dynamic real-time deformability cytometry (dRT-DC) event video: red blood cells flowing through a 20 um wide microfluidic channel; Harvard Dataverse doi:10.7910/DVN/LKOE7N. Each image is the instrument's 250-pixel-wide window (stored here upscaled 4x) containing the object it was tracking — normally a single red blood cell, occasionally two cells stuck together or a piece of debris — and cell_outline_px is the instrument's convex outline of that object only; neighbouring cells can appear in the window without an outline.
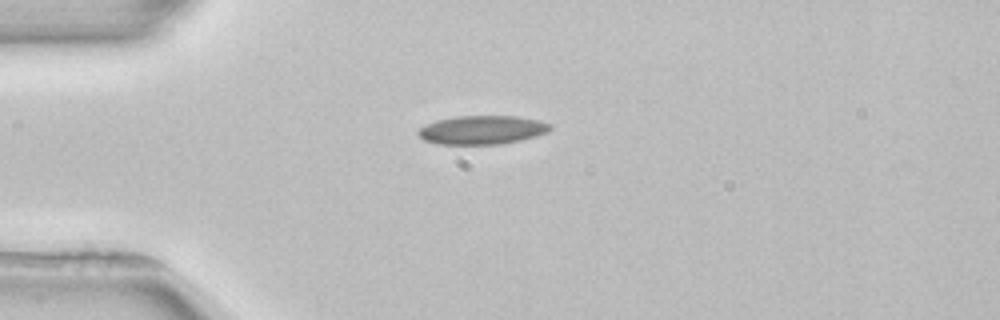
{"species": "common noctule bat (a hibernating species)", "species_latin": "Nyctalus noctula", "temperature_condition": "room temperature", "stored_images_in_passage": 40, "camera_frame_rate_fps": 3000, "um_per_image_px": 0.085, "animal": {"sex": "female", "body_mass_g": 22.7, "forearm_length_mm": 54.2}, "frame": {"image": 1, "passage_image": 1, "time_ms": 0.0, "image_size_px": [1000, 320], "cell_outline_px": [[552, 128], [548, 132], [536, 136], [520, 140], [500, 144], [436, 144], [424, 140], [416, 132], [420, 128], [436, 120], [456, 116], [516, 116], [540, 120], [552, 124]], "centroid_in_image_um": [41.01, 11.04], "position_along_channel_um": 44.0, "area_um2": 22.14}}
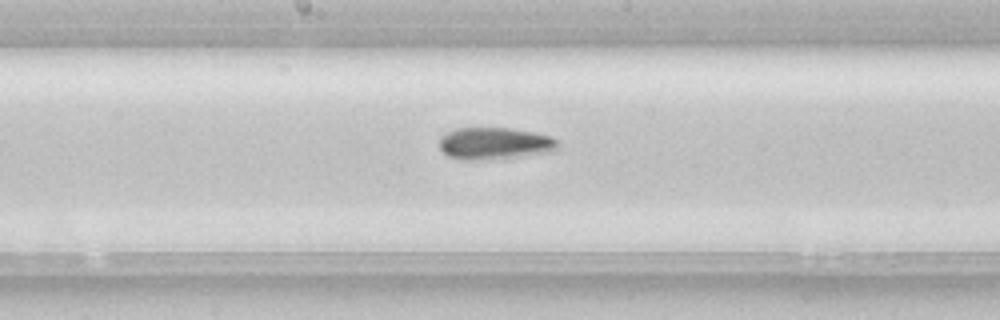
{"frame": {"image": 2, "passage_image": 15, "time_ms": 4.667, "image_size_px": [1000, 320], "cell_outline_px": [[560, 144], [552, 152], [480, 160], [460, 160], [448, 156], [440, 148], [440, 136], [456, 128], [508, 128], [536, 132], [552, 136]], "centroid_in_image_um": [42.04, 12.18], "position_along_channel_um": 206.2, "area_um2": 22.08}}
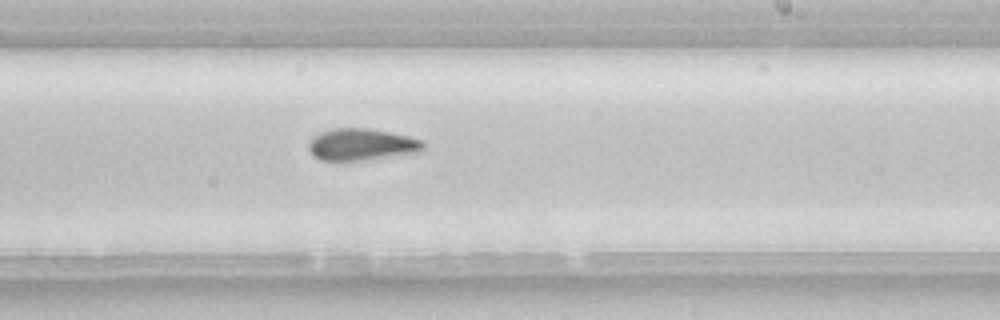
{"frame": {"image": 3, "passage_image": 19, "time_ms": 6.0, "image_size_px": [1000, 320], "cell_outline_px": [[424, 148], [420, 152], [360, 160], [320, 160], [308, 148], [308, 144], [320, 132], [336, 128], [368, 128], [408, 136], [424, 140]], "centroid_in_image_um": [30.77, 12.27], "position_along_channel_um": 258.2, "area_um2": 20.87}}